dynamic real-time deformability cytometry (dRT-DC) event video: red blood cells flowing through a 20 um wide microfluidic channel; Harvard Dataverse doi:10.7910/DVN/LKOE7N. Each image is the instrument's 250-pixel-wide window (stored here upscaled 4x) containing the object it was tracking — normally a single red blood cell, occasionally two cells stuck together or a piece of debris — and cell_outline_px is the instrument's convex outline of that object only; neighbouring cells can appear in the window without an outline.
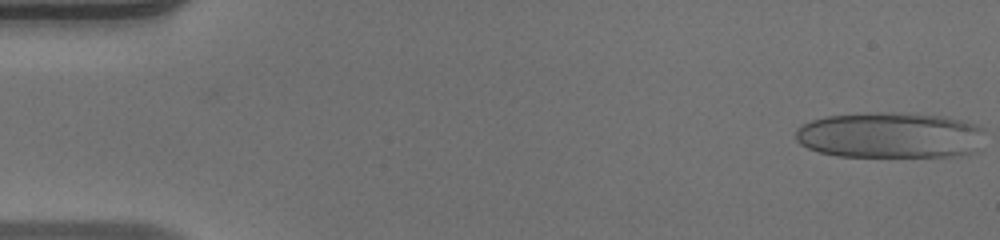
{"species": "human", "species_latin": "Homo sapiens", "temperature_condition": "warm", "stored_images_in_passage": 51, "camera_frame_rate_fps": 3000, "um_per_image_px": 0.085, "donor": {"sex": "male"}, "frame": {"image": 1, "passage_image": 1, "time_ms": 0.0, "image_size_px": [1000, 240], "cell_outline_px": [[984, 132], [968, 152], [960, 156], [836, 156], [820, 152], [808, 148], [800, 144], [796, 140], [796, 128], [800, 124], [812, 120], [828, 116], [880, 112], [884, 112], [944, 116], [976, 124], [984, 128]], "centroid_in_image_um": [75.56, 11.49], "position_along_channel_um": 9.4, "area_um2": 50.05}}
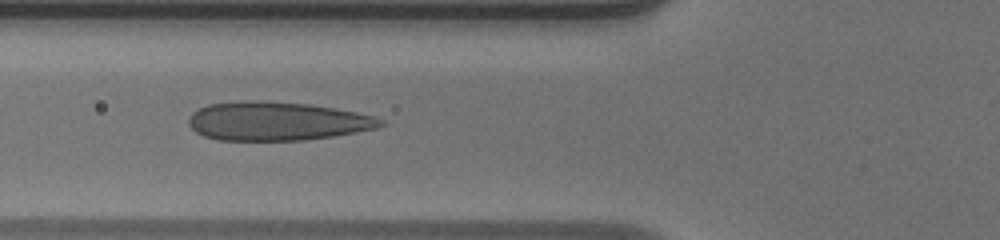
{"frame": {"image": 2, "passage_image": 19, "time_ms": 6.0, "image_size_px": [1000, 240], "cell_outline_px": [[388, 124], [376, 128], [356, 132], [332, 136], [304, 140], [220, 140], [204, 136], [196, 132], [188, 124], [188, 120], [192, 112], [208, 104], [248, 100], [308, 104], [336, 108], [356, 112], [372, 116], [384, 120]], "centroid_in_image_um": [23.55, 10.3], "position_along_channel_um": 102.3, "area_um2": 43.12}}
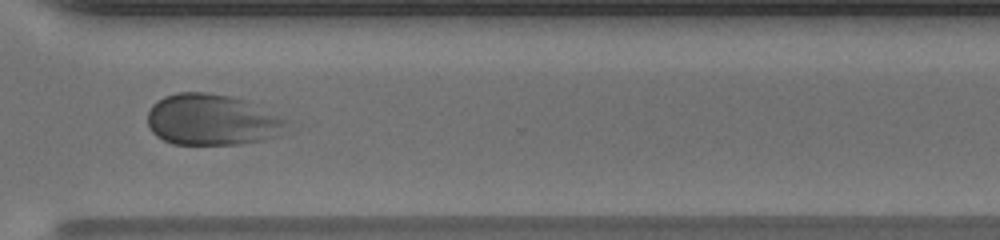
{"frame": {"image": 3, "passage_image": 38, "time_ms": 12.333, "image_size_px": [1000, 240], "cell_outline_px": [[288, 124], [276, 136], [264, 140], [240, 144], [172, 144], [156, 136], [152, 132], [148, 124], [148, 112], [152, 104], [164, 96], [176, 92], [204, 92], [232, 96], [248, 100], [288, 120]], "centroid_in_image_um": [18.0, 10.17], "position_along_channel_um": 352.6, "area_um2": 41.67}}